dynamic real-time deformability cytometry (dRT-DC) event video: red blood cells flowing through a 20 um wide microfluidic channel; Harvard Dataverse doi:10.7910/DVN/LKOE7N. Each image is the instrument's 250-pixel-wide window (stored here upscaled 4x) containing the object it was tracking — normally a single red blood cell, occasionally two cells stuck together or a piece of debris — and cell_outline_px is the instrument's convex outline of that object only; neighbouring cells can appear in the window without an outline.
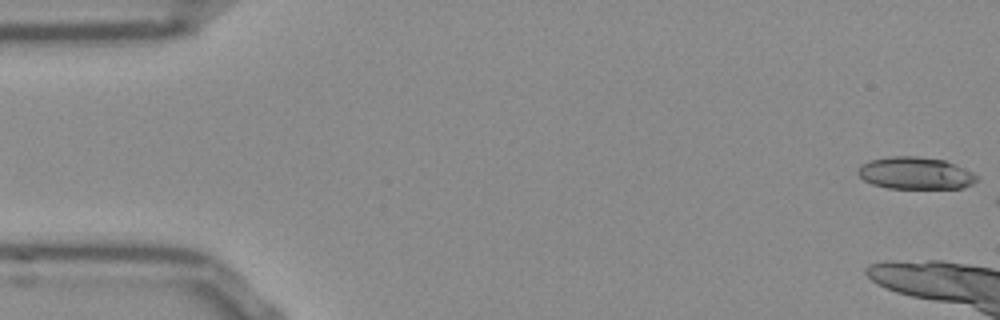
{"species": "Egyptian fruit bat (a non-hibernating species)", "species_latin": "Rousettus aegyptiacus", "temperature_condition": "room temperature", "stored_images_in_passage": 6, "camera_frame_rate_fps": 3000, "um_per_image_px": 0.085, "frame": {"image": 1, "passage_image": 1, "time_ms": 0.0, "image_size_px": [1000, 320], "cell_outline_px": [[976, 180], [972, 184], [964, 188], [888, 188], [872, 184], [864, 180], [856, 172], [856, 168], [860, 164], [868, 160], [888, 156], [920, 156], [944, 160], [956, 164], [972, 172], [976, 176]], "centroid_in_image_um": [77.76, 14.7], "position_along_channel_um": 7.2, "area_um2": 22.48}}